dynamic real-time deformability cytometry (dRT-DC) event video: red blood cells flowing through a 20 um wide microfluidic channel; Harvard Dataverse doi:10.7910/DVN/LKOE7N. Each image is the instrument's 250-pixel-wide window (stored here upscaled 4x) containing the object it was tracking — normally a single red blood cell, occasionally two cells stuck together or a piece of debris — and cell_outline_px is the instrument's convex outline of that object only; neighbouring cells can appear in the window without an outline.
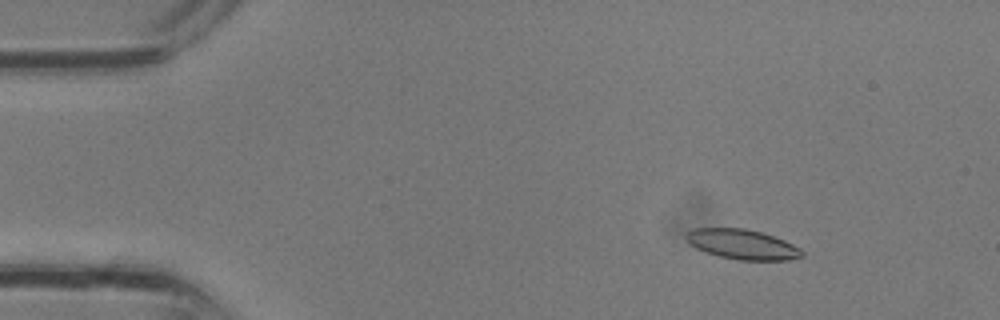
{"species": "common noctule bat (a hibernating species)", "species_latin": "Nyctalus noctula", "temperature_condition": "room temperature", "stored_images_in_passage": 30, "camera_frame_rate_fps": 3000, "um_per_image_px": 0.085, "animal": {"sex": "male", "body_mass_g": 13.3}, "frame": {"image": 1, "passage_image": 1, "time_ms": 0.0, "image_size_px": [1000, 320], "cell_outline_px": [[804, 256], [788, 260], [740, 260], [720, 256], [696, 248], [688, 244], [684, 236], [692, 228], [744, 228], [764, 232], [784, 240], [800, 248], [804, 252]], "centroid_in_image_um": [63.1, 20.76], "position_along_channel_um": 21.9, "area_um2": 20.29}}
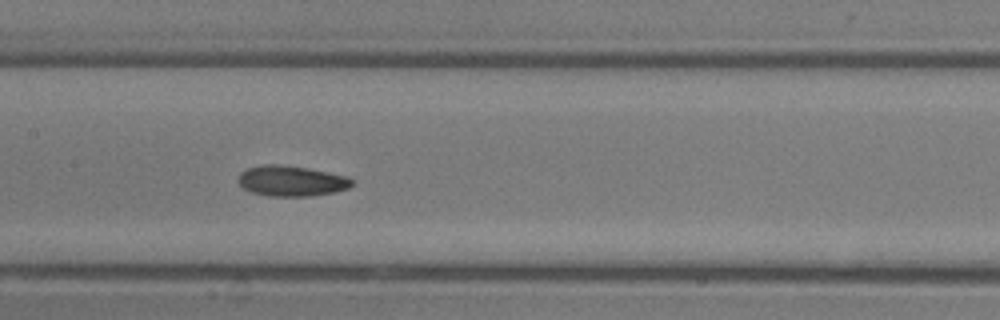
{"frame": {"image": 2, "passage_image": 13, "time_ms": 4.0, "image_size_px": [1000, 320], "cell_outline_px": [[356, 180], [348, 188], [332, 192], [312, 196], [268, 196], [252, 192], [244, 188], [236, 180], [240, 172], [248, 168], [260, 164], [280, 164], [308, 168], [348, 176]], "centroid_in_image_um": [24.76, 15.37], "position_along_channel_um": 182.6, "area_um2": 20.4}}
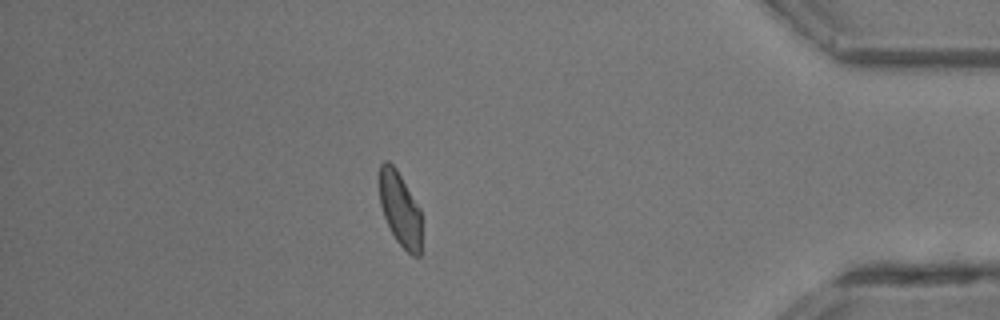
{"frame": {"image": 3, "passage_image": 26, "time_ms": 8.333, "image_size_px": [1000, 320], "cell_outline_px": [[420, 256], [412, 256], [396, 240], [384, 216], [380, 204], [380, 164], [384, 160], [388, 160], [396, 168], [420, 208]], "centroid_in_image_um": [34.0, 17.75], "position_along_channel_um": 401.2, "area_um2": 17.92}}